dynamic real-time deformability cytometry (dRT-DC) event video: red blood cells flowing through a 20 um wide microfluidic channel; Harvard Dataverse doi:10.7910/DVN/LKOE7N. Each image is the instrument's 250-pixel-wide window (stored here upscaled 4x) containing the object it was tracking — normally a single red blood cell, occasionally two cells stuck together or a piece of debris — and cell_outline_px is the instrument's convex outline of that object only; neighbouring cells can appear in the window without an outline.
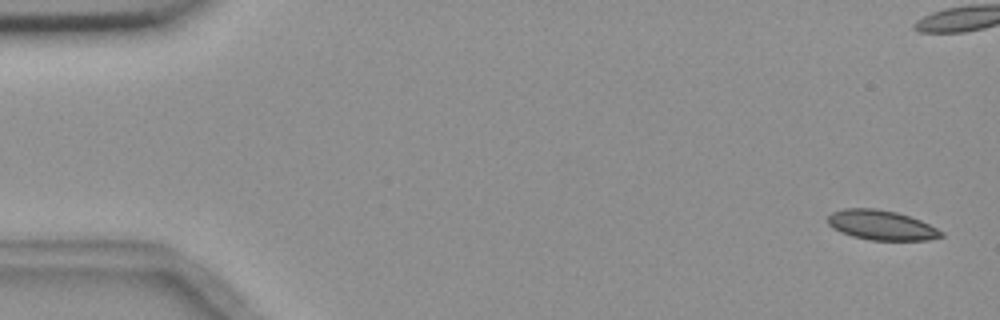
{"species": "common noctule bat (a hibernating species)", "species_latin": "Nyctalus noctula", "temperature_condition": "room temperature", "stored_images_in_passage": 7, "camera_frame_rate_fps": 3000, "um_per_image_px": 0.085, "animal": {"sex": "female", "body_mass_g": 18.4}, "frame": {"image": 1, "passage_image": 1, "time_ms": 0.0, "image_size_px": [1000, 320], "cell_outline_px": [[944, 236], [928, 240], [868, 240], [852, 236], [840, 232], [832, 228], [828, 224], [828, 216], [832, 212], [844, 208], [876, 208], [896, 212], [920, 220], [944, 232]], "centroid_in_image_um": [74.9, 19.14], "position_along_channel_um": 10.1, "area_um2": 19.71}}
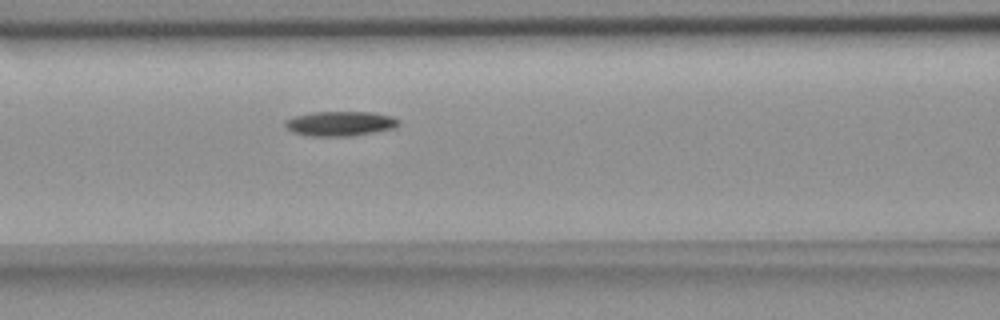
{"frame": {"image": 2, "passage_image": 7, "time_ms": 8.333, "image_size_px": [1000, 320], "cell_outline_px": [[400, 124], [396, 128], [352, 136], [308, 136], [292, 132], [284, 124], [284, 120], [292, 116], [312, 112], [372, 112], [392, 116], [400, 120]], "centroid_in_image_um": [28.91, 10.5], "position_along_channel_um": 137.7, "area_um2": 16.59}}